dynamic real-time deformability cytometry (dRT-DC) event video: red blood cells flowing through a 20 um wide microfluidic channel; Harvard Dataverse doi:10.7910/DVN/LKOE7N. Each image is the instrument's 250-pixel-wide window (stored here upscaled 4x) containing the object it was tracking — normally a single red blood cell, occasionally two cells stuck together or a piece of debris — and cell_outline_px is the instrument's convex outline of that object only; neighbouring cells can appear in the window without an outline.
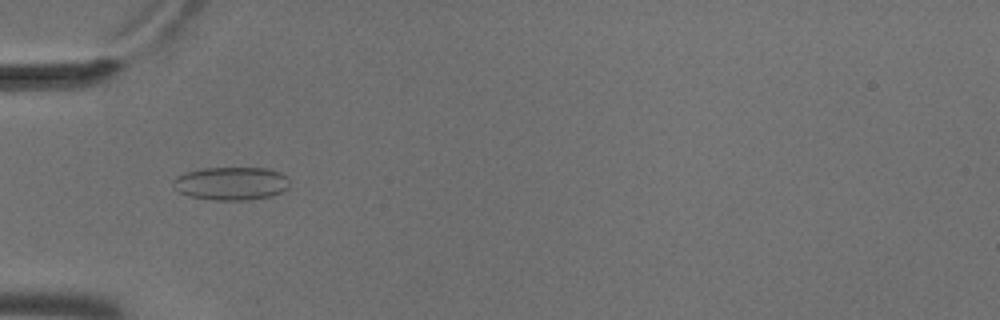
{"species": "common noctule bat (a hibernating species)", "species_latin": "Nyctalus noctula", "temperature_condition": "cold", "stored_images_in_passage": 5, "camera_frame_rate_fps": 3000, "um_per_image_px": 0.085, "animal": {"sex": "male", "body_mass_g": 18.8}, "frame": {"image": 1, "passage_image": 1, "time_ms": 0.0, "image_size_px": [1000, 320], "cell_outline_px": [[288, 188], [272, 196], [248, 200], [212, 200], [192, 196], [180, 192], [172, 184], [172, 180], [176, 176], [184, 172], [204, 168], [268, 168], [280, 172], [288, 176]], "centroid_in_image_um": [19.66, 15.58], "position_along_channel_um": 65.3, "area_um2": 22.6}}
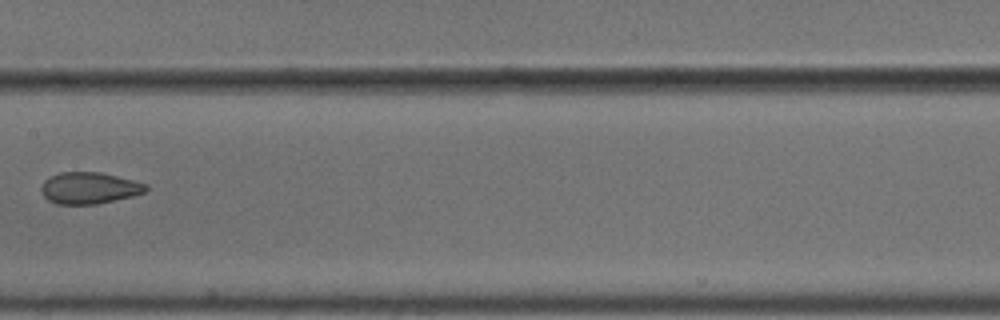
{"frame": {"image": 2, "passage_image": 4, "time_ms": 1.0, "image_size_px": [1000, 320], "cell_outline_px": [[148, 188], [144, 192], [132, 196], [96, 204], [56, 204], [48, 200], [44, 196], [40, 188], [44, 180], [48, 176], [60, 172], [100, 172], [148, 184]], "centroid_in_image_um": [7.55, 15.97], "position_along_channel_um": 199.9, "area_um2": 19.25}}
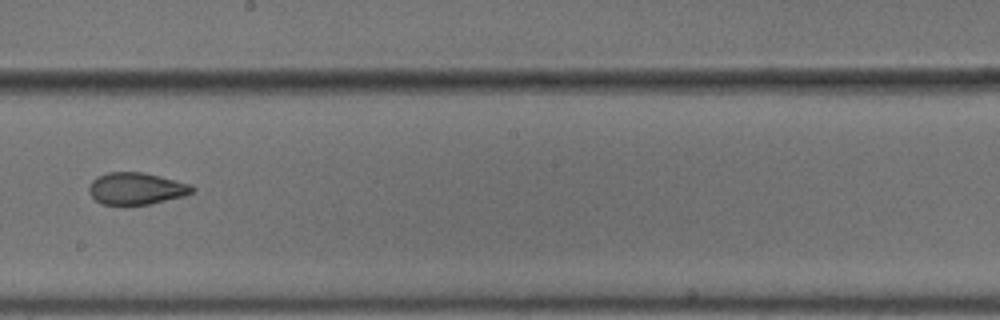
{"frame": {"image": 3, "passage_image": 5, "time_ms": 1.333, "image_size_px": [1000, 320], "cell_outline_px": [[196, 188], [192, 192], [184, 196], [148, 204], [124, 208], [120, 208], [100, 204], [88, 192], [88, 188], [92, 180], [96, 176], [108, 172], [144, 172], [192, 184]], "centroid_in_image_um": [11.54, 16.06], "position_along_channel_um": 236.7, "area_um2": 20.0}}